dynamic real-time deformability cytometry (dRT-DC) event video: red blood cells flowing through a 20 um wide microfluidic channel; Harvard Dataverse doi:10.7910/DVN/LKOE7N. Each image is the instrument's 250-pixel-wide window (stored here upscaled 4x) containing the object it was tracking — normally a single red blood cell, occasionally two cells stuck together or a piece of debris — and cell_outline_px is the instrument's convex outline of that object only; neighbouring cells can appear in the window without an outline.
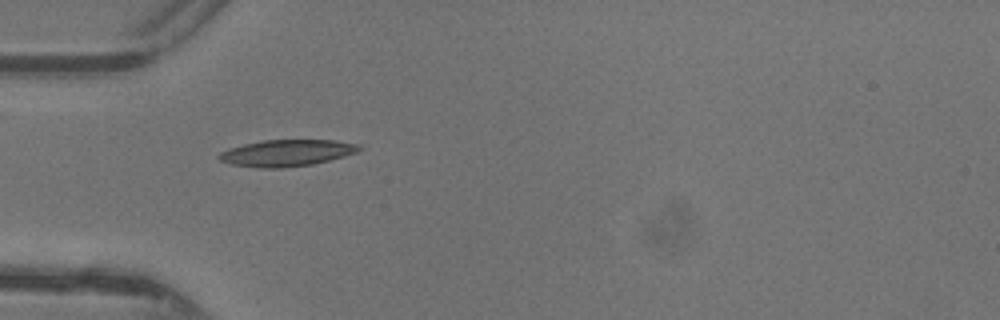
{"species": "common noctule bat (a hibernating species)", "species_latin": "Nyctalus noctula", "temperature_condition": "warm", "stored_images_in_passage": 33, "camera_frame_rate_fps": 3000, "um_per_image_px": 0.085, "animal": {"sex": "female"}, "frame": {"image": 1, "passage_image": 1, "time_ms": 0.0, "image_size_px": [1000, 320], "cell_outline_px": [[360, 148], [356, 152], [344, 156], [312, 164], [284, 168], [260, 168], [232, 164], [220, 160], [216, 156], [220, 152], [228, 148], [244, 144], [264, 140], [332, 140], [360, 144]], "centroid_in_image_um": [24.33, 13.0], "position_along_channel_um": 60.7, "area_um2": 21.56}}
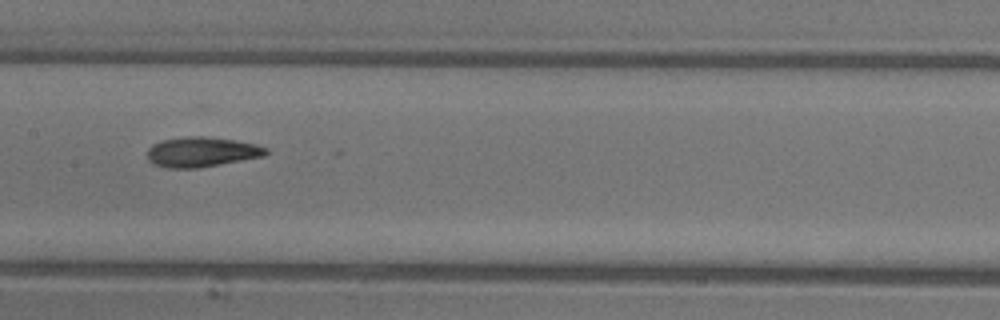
{"frame": {"image": 2, "passage_image": 10, "time_ms": 3.0, "image_size_px": [1000, 320], "cell_outline_px": [[268, 152], [264, 156], [196, 168], [164, 168], [152, 164], [148, 160], [148, 148], [152, 144], [164, 140], [184, 136], [204, 136], [236, 140], [256, 144], [268, 148]], "centroid_in_image_um": [17.12, 12.91], "position_along_channel_um": 190.3, "area_um2": 20.75}}
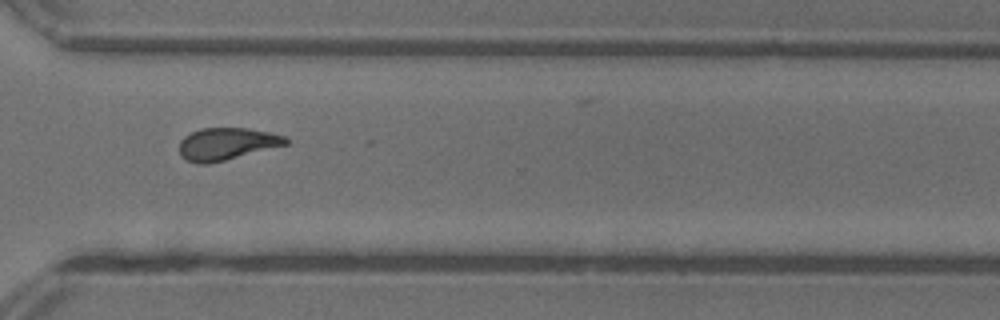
{"frame": {"image": 3, "passage_image": 21, "time_ms": 6.667, "image_size_px": [1000, 320], "cell_outline_px": [[288, 144], [208, 164], [196, 164], [180, 156], [180, 140], [184, 136], [200, 128], [248, 128], [268, 132], [284, 136], [288, 140]], "centroid_in_image_um": [19.24, 12.23], "position_along_channel_um": 351.4, "area_um2": 19.83}, "authors_computed_cell_mechanics": {"area_um2": 20.23, "velocity_mm_per_s": 4.4009, "shape_relaxation_time_tau1_ms": 4.0873, "shape_relaxation_time_tau2_ms": 1.6136, "deformation_change_tau1": 0.1647, "deformation_change_tau2": 0.0897}}